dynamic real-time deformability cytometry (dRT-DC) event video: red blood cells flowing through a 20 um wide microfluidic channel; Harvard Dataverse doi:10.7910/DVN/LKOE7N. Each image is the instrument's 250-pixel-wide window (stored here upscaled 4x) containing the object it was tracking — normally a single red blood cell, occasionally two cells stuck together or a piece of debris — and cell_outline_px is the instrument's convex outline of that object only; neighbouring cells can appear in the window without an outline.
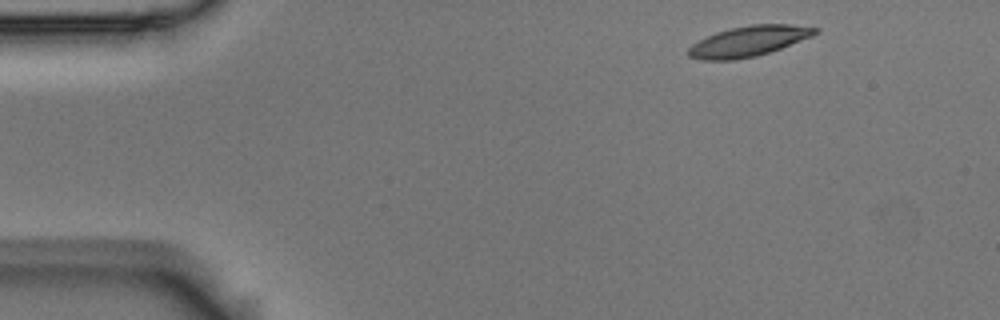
{"species": "Egyptian fruit bat (a non-hibernating species)", "species_latin": "Rousettus aegyptiacus", "temperature_condition": "room temperature", "stored_images_in_passage": 7, "camera_frame_rate_fps": 3000, "um_per_image_px": 0.085, "animal": {"sex": "male"}, "frame": {"image": 1, "passage_image": 1, "time_ms": 0.0, "image_size_px": [1000, 320], "cell_outline_px": [[820, 32], [812, 36], [780, 48], [756, 56], [732, 60], [700, 60], [688, 56], [688, 48], [692, 44], [716, 32], [732, 28], [752, 24], [792, 24], [820, 28]], "centroid_in_image_um": [63.65, 3.5], "position_along_channel_um": 21.4, "area_um2": 22.31}}
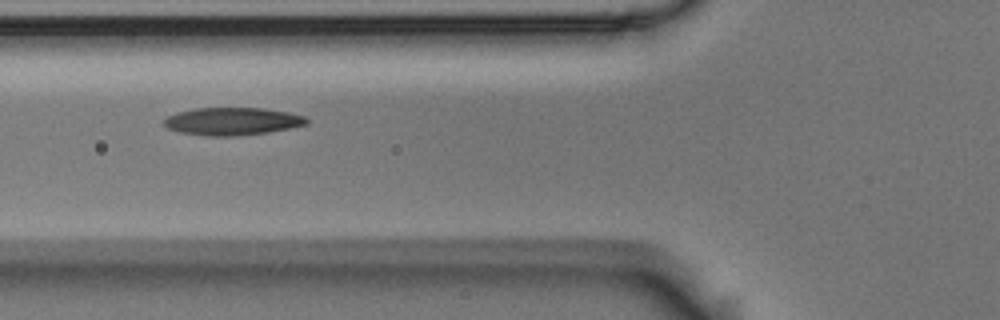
{"frame": {"image": 2, "passage_image": 5, "time_ms": 1.333, "image_size_px": [1000, 320], "cell_outline_px": [[308, 124], [292, 128], [268, 132], [236, 136], [208, 136], [180, 132], [168, 128], [164, 124], [164, 120], [168, 116], [180, 112], [196, 108], [264, 108], [288, 112], [304, 116], [308, 120]], "centroid_in_image_um": [19.79, 10.31], "position_along_channel_um": 106.0, "area_um2": 22.89}}
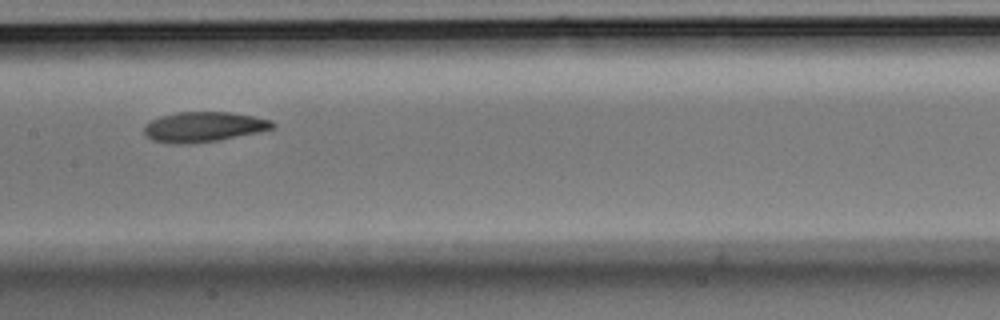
{"frame": {"image": 3, "passage_image": 7, "time_ms": 2.0, "image_size_px": [1000, 320], "cell_outline_px": [[276, 128], [260, 132], [216, 140], [184, 144], [172, 144], [152, 140], [144, 136], [144, 124], [160, 116], [176, 112], [232, 112], [256, 116], [272, 120], [276, 124]], "centroid_in_image_um": [17.32, 10.77], "position_along_channel_um": 190.1, "area_um2": 22.77}}